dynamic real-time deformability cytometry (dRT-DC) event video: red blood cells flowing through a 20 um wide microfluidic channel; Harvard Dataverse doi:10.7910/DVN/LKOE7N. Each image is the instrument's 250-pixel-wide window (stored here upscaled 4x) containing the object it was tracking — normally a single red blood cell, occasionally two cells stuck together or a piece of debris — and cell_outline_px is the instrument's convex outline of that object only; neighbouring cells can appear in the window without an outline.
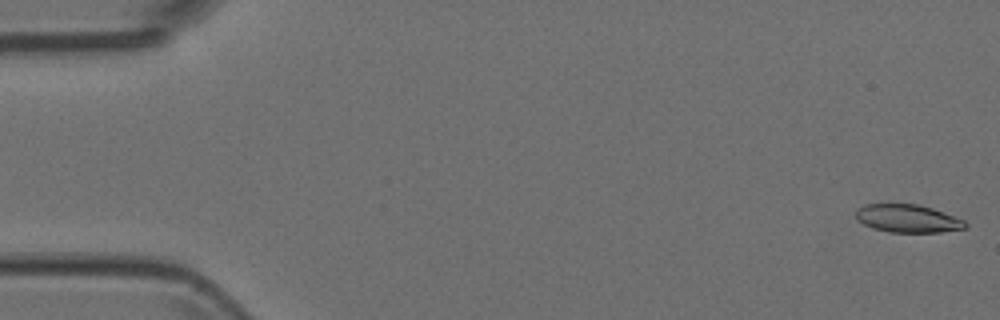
{"species": "Egyptian fruit bat (a non-hibernating species)", "species_latin": "Rousettus aegyptiacus", "temperature_condition": "room temperature", "stored_images_in_passage": 5, "camera_frame_rate_fps": 3000, "um_per_image_px": 0.085, "animal": {"sex": "female"}, "frame": {"image": 1, "passage_image": 1, "time_ms": 0.0, "image_size_px": [1000, 320], "cell_outline_px": [[968, 228], [940, 232], [888, 232], [872, 228], [856, 220], [856, 208], [864, 204], [920, 204], [932, 208], [964, 220], [968, 224]], "centroid_in_image_um": [77.14, 18.57], "position_along_channel_um": 7.9, "area_um2": 17.98}}
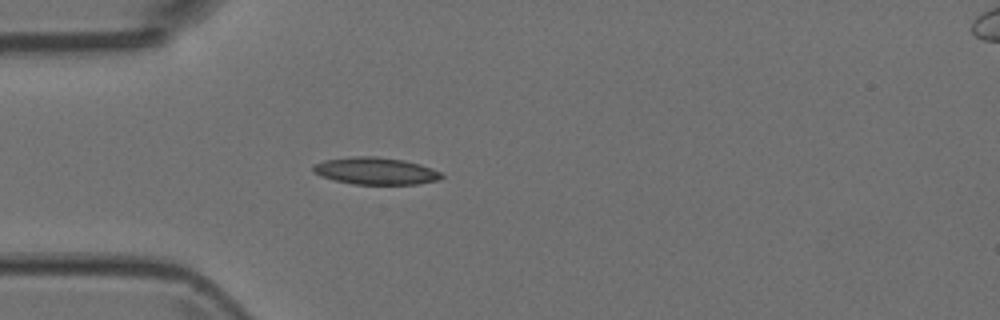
{"frame": {"image": 2, "passage_image": 5, "time_ms": 1.333, "image_size_px": [1000, 320], "cell_outline_px": [[444, 176], [436, 180], [416, 184], [352, 184], [320, 176], [312, 168], [312, 164], [324, 160], [352, 156], [376, 156], [404, 160], [420, 164], [432, 168], [440, 172]], "centroid_in_image_um": [31.91, 14.52], "position_along_channel_um": 53.1, "area_um2": 20.23}}